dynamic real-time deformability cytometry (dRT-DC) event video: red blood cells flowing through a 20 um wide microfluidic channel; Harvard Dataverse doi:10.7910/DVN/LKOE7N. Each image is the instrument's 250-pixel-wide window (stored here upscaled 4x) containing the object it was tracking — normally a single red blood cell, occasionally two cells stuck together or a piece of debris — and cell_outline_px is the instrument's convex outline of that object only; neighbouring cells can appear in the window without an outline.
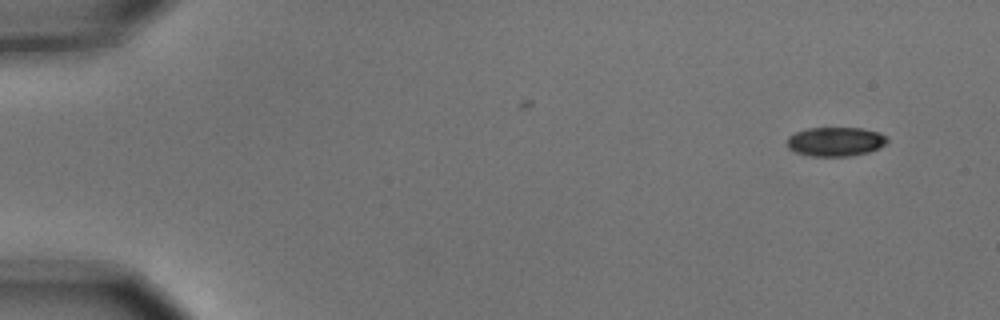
{"species": "common noctule bat (a hibernating species)", "species_latin": "Nyctalus noctula", "temperature_condition": "cold", "stored_images_in_passage": 4, "camera_frame_rate_fps": 3000, "um_per_image_px": 0.085, "animal": {"sex": "male", "body_mass_g": 15.6}, "frame": {"image": 1, "passage_image": 1, "time_ms": 0.0, "image_size_px": [1000, 320], "cell_outline_px": [[888, 140], [884, 144], [868, 152], [848, 156], [812, 156], [796, 152], [788, 148], [788, 136], [796, 132], [808, 128], [860, 128], [880, 132], [888, 136]], "centroid_in_image_um": [71.02, 12.03], "position_along_channel_um": 14.0, "area_um2": 16.88}}
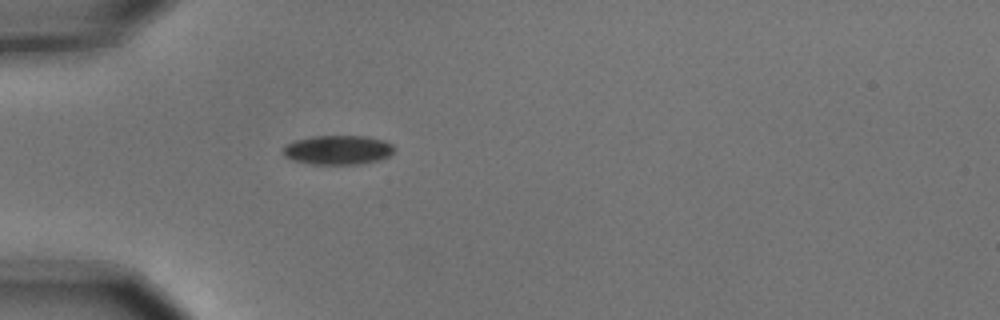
{"frame": {"image": 2, "passage_image": 4, "time_ms": 1.0, "image_size_px": [1000, 320], "cell_outline_px": [[392, 152], [388, 156], [380, 160], [360, 164], [312, 164], [292, 160], [284, 156], [284, 148], [288, 144], [296, 140], [312, 136], [368, 136], [384, 140], [392, 144]], "centroid_in_image_um": [28.73, 12.74], "position_along_channel_um": 56.3, "area_um2": 18.84}}